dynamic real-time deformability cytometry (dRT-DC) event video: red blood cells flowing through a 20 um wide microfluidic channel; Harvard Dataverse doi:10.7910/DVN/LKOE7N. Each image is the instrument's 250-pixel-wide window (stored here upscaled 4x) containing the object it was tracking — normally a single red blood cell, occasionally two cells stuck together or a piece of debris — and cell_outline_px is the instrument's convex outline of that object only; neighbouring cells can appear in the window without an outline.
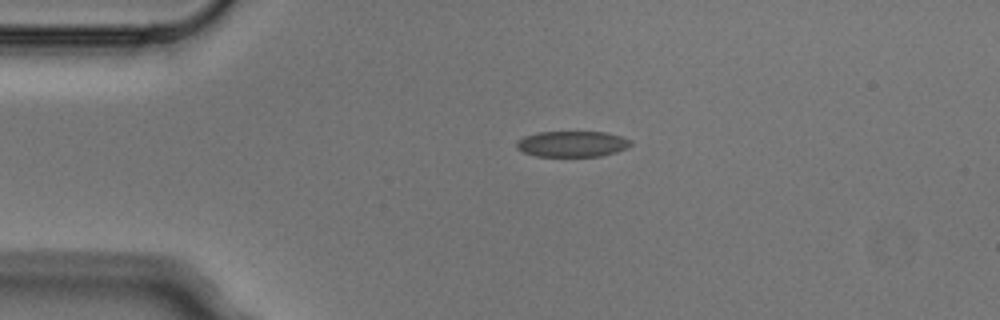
{"species": "Egyptian fruit bat (a non-hibernating species)", "species_latin": "Rousettus aegyptiacus", "temperature_condition": "cold", "stored_images_in_passage": 1, "camera_frame_rate_fps": 3000, "um_per_image_px": 0.085, "animal": {"sex": "male"}, "frame": {"image": 1, "passage_image": 1, "time_ms": 0.0, "image_size_px": [1000, 320], "cell_outline_px": [[632, 144], [628, 148], [616, 152], [600, 156], [536, 156], [524, 152], [516, 148], [516, 144], [524, 136], [540, 132], [604, 132], [620, 136], [632, 140]], "centroid_in_image_um": [48.67, 12.24], "position_along_channel_um": 36.3, "area_um2": 17.11}}